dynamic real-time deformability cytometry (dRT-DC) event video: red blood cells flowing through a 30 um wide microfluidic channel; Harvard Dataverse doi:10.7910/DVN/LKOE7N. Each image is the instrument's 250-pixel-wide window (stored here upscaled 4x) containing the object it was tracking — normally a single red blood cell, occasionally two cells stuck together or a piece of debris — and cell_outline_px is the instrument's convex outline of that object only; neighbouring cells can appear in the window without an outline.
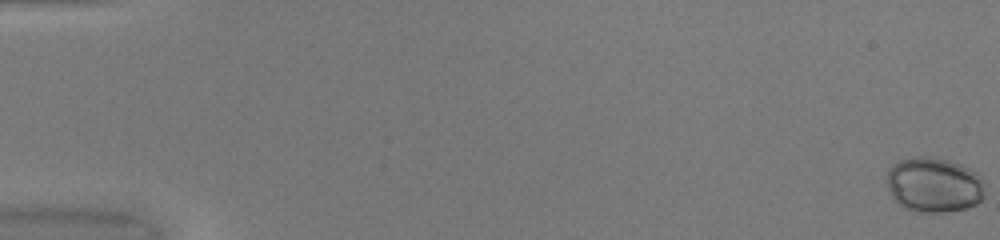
{"species": "common noctule bat (a hibernating species)", "species_latin": "Nyctalus noctula", "temperature_condition": "warm", "stored_images_in_passage": 52, "camera_frame_rate_fps": 3000, "um_per_image_px": 0.085, "animal": {"sex": "female", "body_mass_g": 20.0, "forearm_length_mm": 54.0}, "frame": {"image": 1, "passage_image": 1, "time_ms": 0.0, "image_size_px": [1000, 240], "cell_outline_px": [[984, 196], [976, 204], [964, 208], [944, 212], [916, 212], [900, 204], [892, 196], [888, 188], [888, 168], [892, 164], [900, 160], [912, 156], [928, 156], [948, 160], [960, 164], [976, 172], [984, 180]], "centroid_in_image_um": [79.39, 15.69], "position_along_channel_um": 5.6, "area_um2": 31.44}}
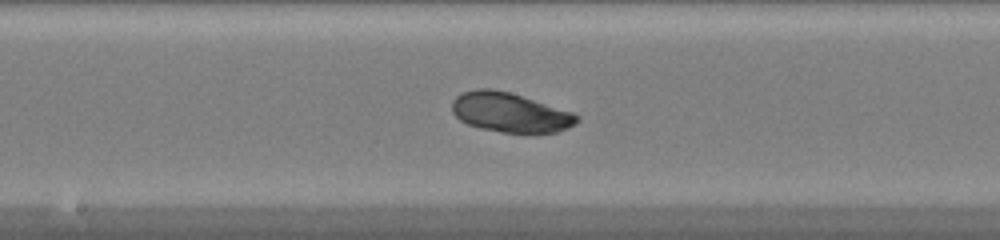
{"frame": {"image": 2, "passage_image": 29, "time_ms": 9.333, "image_size_px": [1000, 240], "cell_outline_px": [[580, 120], [576, 124], [568, 128], [556, 132], [500, 132], [480, 128], [468, 124], [460, 120], [452, 112], [452, 100], [456, 96], [464, 92], [476, 88], [492, 88], [508, 92], [572, 112], [580, 116]], "centroid_in_image_um": [43.34, 9.56], "position_along_channel_um": 204.9, "area_um2": 28.55}}
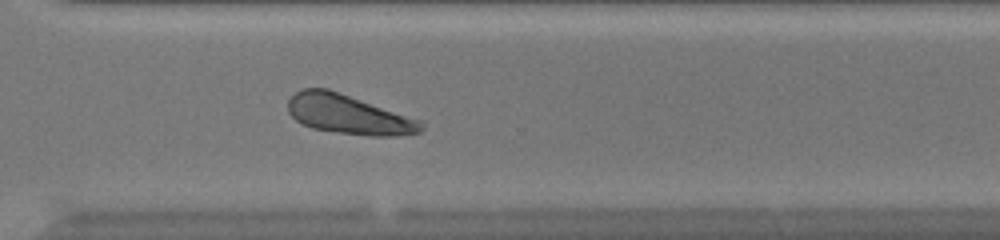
{"frame": {"image": 3, "passage_image": 39, "time_ms": 12.667, "image_size_px": [1000, 240], "cell_outline_px": [[424, 128], [420, 132], [396, 136], [368, 136], [336, 132], [312, 128], [296, 120], [288, 112], [288, 100], [296, 92], [304, 88], [328, 88], [420, 120], [424, 124]], "centroid_in_image_um": [29.63, 9.73], "position_along_channel_um": 341.0, "area_um2": 30.4}, "authors_computed_cell_mechanics": {"area_um2": 29.6225, "velocity_mm_per_s": 4.0882, "shape_relaxation_time_tau1_ms": 0.7168, "shape_relaxation_time_tau2_ms": 6.3051, "deformation_change_tau1": null, "deformation_change_tau2": 0.1585}}